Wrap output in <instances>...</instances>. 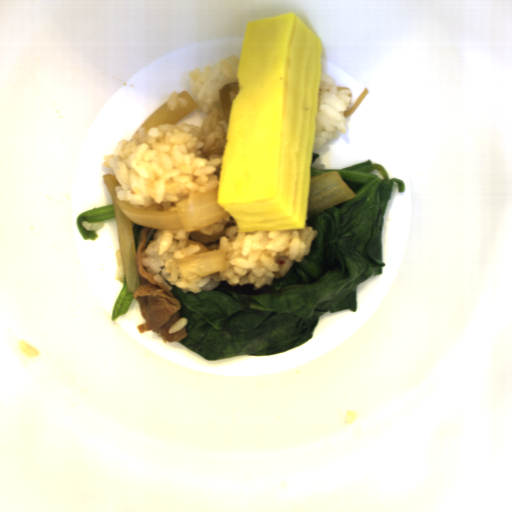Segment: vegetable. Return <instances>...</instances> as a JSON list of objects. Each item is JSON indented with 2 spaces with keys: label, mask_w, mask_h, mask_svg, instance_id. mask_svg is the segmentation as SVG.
I'll return each instance as SVG.
<instances>
[{
  "label": "vegetable",
  "mask_w": 512,
  "mask_h": 512,
  "mask_svg": "<svg viewBox=\"0 0 512 512\" xmlns=\"http://www.w3.org/2000/svg\"><path fill=\"white\" fill-rule=\"evenodd\" d=\"M338 171L354 197L306 219L317 231L310 252L281 278L253 284L218 285L198 293L173 286L186 336L179 344L206 360L286 353L314 338L327 312H357L358 286L382 275V230L394 184L381 163L367 159L345 169L311 167L310 179Z\"/></svg>",
  "instance_id": "1"
},
{
  "label": "vegetable",
  "mask_w": 512,
  "mask_h": 512,
  "mask_svg": "<svg viewBox=\"0 0 512 512\" xmlns=\"http://www.w3.org/2000/svg\"><path fill=\"white\" fill-rule=\"evenodd\" d=\"M116 218L113 204L102 206L93 210H84L77 215L75 225L84 240H98L99 235L92 230L85 229L83 223H99L105 220Z\"/></svg>",
  "instance_id": "2"
},
{
  "label": "vegetable",
  "mask_w": 512,
  "mask_h": 512,
  "mask_svg": "<svg viewBox=\"0 0 512 512\" xmlns=\"http://www.w3.org/2000/svg\"><path fill=\"white\" fill-rule=\"evenodd\" d=\"M134 291H129L126 286V280L123 283L121 292L118 294L112 308H111V321L117 320L120 316H124L128 313L129 306L135 298L133 296Z\"/></svg>",
  "instance_id": "3"
},
{
  "label": "vegetable",
  "mask_w": 512,
  "mask_h": 512,
  "mask_svg": "<svg viewBox=\"0 0 512 512\" xmlns=\"http://www.w3.org/2000/svg\"><path fill=\"white\" fill-rule=\"evenodd\" d=\"M145 228H148V227H144V226H139V225H135L133 222H132V225H131V230H132V236H133V242H134V248H135V252L138 248V245L140 243V240H141V230L142 229H145ZM157 228H148V232L146 234V247L148 246V244L152 241V239L154 238V235H155V231H156Z\"/></svg>",
  "instance_id": "4"
},
{
  "label": "vegetable",
  "mask_w": 512,
  "mask_h": 512,
  "mask_svg": "<svg viewBox=\"0 0 512 512\" xmlns=\"http://www.w3.org/2000/svg\"><path fill=\"white\" fill-rule=\"evenodd\" d=\"M317 159H321V160H322V156H321V154L316 153V152H314V151H313L312 164H313Z\"/></svg>",
  "instance_id": "5"
}]
</instances>
